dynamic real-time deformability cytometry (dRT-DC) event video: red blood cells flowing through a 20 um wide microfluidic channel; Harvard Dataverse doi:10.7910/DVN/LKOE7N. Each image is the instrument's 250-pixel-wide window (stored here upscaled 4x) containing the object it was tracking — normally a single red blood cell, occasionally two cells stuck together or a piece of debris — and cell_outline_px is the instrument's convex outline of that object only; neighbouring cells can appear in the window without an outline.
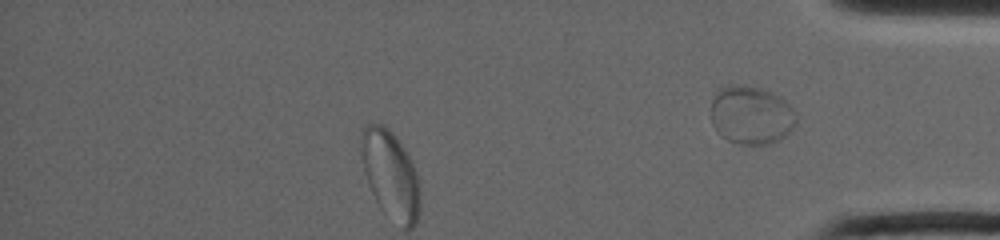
{"species": "common noctule bat (a hibernating species)", "species_latin": "Nyctalus noctula", "temperature_condition": "warm", "stored_images_in_passage": 39, "segment_of_instrument_passage": [2, 2], "camera_frame_rate_fps": 4500, "um_per_image_px": 0.085, "animal": {"sex": "female", "body_mass_g": 19.0, "forearm_length_mm": 53.3}, "frame": {"image": 1, "passage_image": 39, "time_ms": 12.444, "image_size_px": [1000, 240], "cell_outline_px": [[796, 124], [792, 132], [780, 140], [768, 144], [740, 144], [728, 140], [720, 136], [716, 132], [712, 124], [712, 100], [716, 88], [728, 84], [744, 84], [760, 88], [772, 92], [780, 96], [796, 112]], "centroid_in_image_um": [63.85, 9.77], "position_along_channel_um": 371.4, "area_um2": 29.71}}